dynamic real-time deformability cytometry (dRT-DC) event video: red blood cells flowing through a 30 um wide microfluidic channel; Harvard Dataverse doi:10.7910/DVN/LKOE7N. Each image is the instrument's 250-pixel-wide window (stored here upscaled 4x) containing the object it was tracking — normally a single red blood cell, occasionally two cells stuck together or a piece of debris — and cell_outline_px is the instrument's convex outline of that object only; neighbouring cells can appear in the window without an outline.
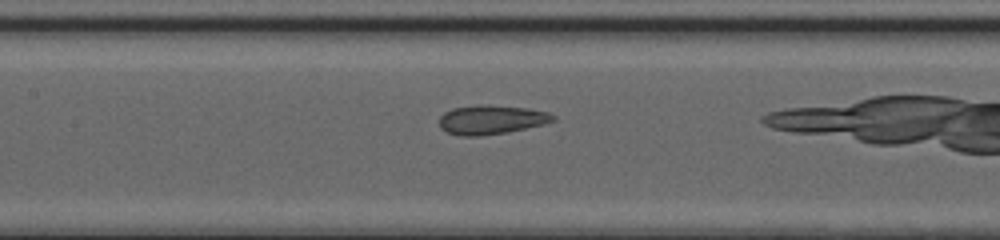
{"species": "common noctule bat (a hibernating species)", "species_latin": "Nyctalus noctula", "temperature_condition": "cold", "stored_images_in_passage": 24, "camera_frame_rate_fps": 3000, "um_per_image_px": 0.085, "animal": {"sex": "female", "body_mass_g": 20.0, "forearm_length_mm": 54.0}, "frame": {"image": 1, "passage_image": 8, "time_ms": 2.333, "image_size_px": [1000, 240], "cell_outline_px": [[556, 120], [544, 124], [508, 132], [480, 136], [460, 136], [448, 132], [440, 128], [440, 116], [444, 112], [452, 108], [476, 104], [488, 104], [528, 108], [548, 112], [556, 116]], "centroid_in_image_um": [41.76, 10.16], "position_along_channel_um": 165.6, "area_um2": 19.59}}
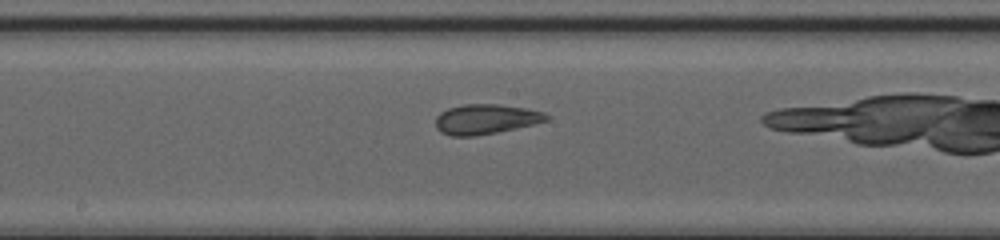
{"frame": {"image": 2, "passage_image": 11, "time_ms": 3.333, "image_size_px": [1000, 240], "cell_outline_px": [[548, 120], [532, 124], [496, 132], [476, 136], [452, 136], [440, 132], [436, 128], [436, 116], [440, 112], [448, 108], [464, 104], [500, 104], [524, 108], [544, 112], [548, 116]], "centroid_in_image_um": [41.24, 10.12], "position_along_channel_um": 207.0, "area_um2": 19.19}}
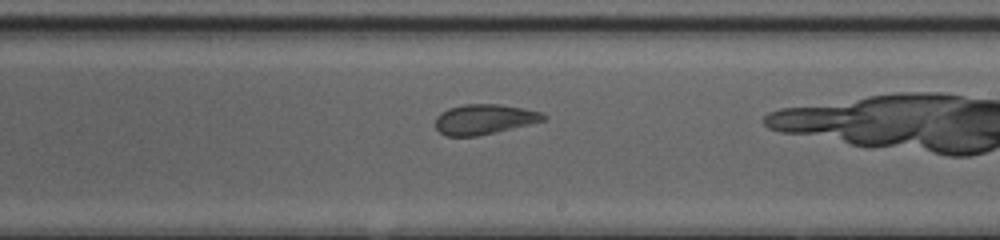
{"frame": {"image": 3, "passage_image": 14, "time_ms": 4.333, "image_size_px": [1000, 240], "cell_outline_px": [[548, 116], [544, 120], [496, 132], [476, 136], [444, 136], [436, 128], [436, 116], [440, 112], [448, 108], [464, 104], [500, 104], [524, 108], [540, 112]], "centroid_in_image_um": [41.13, 10.13], "position_along_channel_um": 247.9, "area_um2": 18.9}}